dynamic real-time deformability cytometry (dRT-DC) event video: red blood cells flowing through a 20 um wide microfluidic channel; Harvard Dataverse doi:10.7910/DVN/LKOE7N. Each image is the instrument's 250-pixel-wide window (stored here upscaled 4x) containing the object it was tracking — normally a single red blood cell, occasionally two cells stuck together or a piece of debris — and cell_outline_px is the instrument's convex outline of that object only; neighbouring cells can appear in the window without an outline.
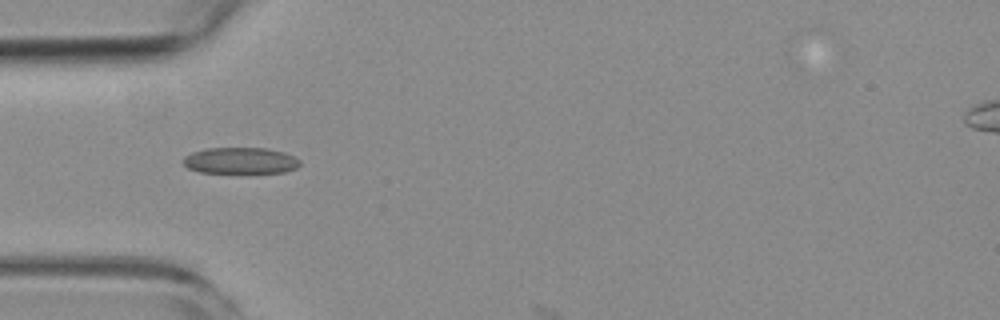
{"species": "common noctule bat (a hibernating species)", "species_latin": "Nyctalus noctula", "temperature_condition": "room temperature", "stored_images_in_passage": 6, "camera_frame_rate_fps": 3000, "um_per_image_px": 0.085, "animal": {"sex": "female", "body_mass_g": 19.3, "forearm_length_mm": 54.1}, "frame": {"image": 1, "passage_image": 3, "time_ms": 0.667, "image_size_px": [1000, 320], "cell_outline_px": [[300, 164], [296, 168], [284, 172], [200, 172], [188, 168], [184, 164], [184, 156], [192, 152], [208, 148], [264, 148], [284, 152], [300, 160]], "centroid_in_image_um": [20.43, 13.64], "position_along_channel_um": 64.6, "area_um2": 17.63}}